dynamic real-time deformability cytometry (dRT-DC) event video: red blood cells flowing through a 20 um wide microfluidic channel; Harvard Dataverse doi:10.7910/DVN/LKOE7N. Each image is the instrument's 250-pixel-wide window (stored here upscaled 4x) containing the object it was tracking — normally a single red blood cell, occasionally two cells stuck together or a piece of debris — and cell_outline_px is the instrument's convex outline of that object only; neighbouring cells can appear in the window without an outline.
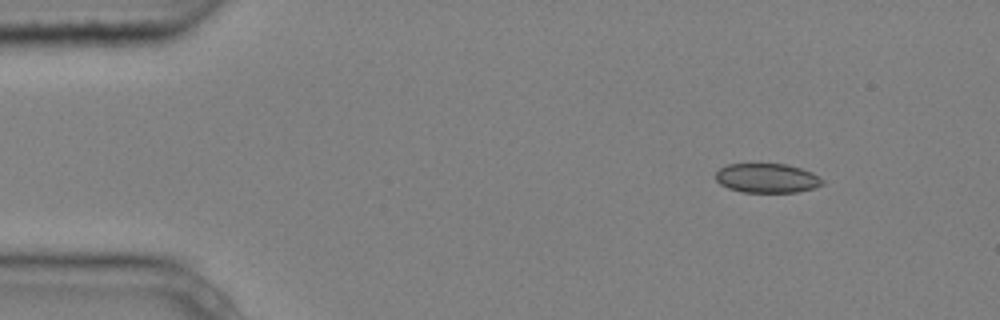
{"species": "common noctule bat (a hibernating species)", "species_latin": "Nyctalus noctula", "temperature_condition": "cold", "stored_images_in_passage": 9, "camera_frame_rate_fps": 3000, "um_per_image_px": 0.085, "animal": {"sex": "male", "body_mass_g": 20.4}, "frame": {"image": 1, "passage_image": 1, "time_ms": 0.0, "image_size_px": [1000, 320], "cell_outline_px": [[824, 184], [816, 188], [796, 192], [740, 192], [728, 188], [720, 184], [716, 180], [716, 172], [720, 168], [728, 164], [788, 164], [812, 172], [824, 180]], "centroid_in_image_um": [65.22, 15.15], "position_along_channel_um": 19.8, "area_um2": 18.38}}
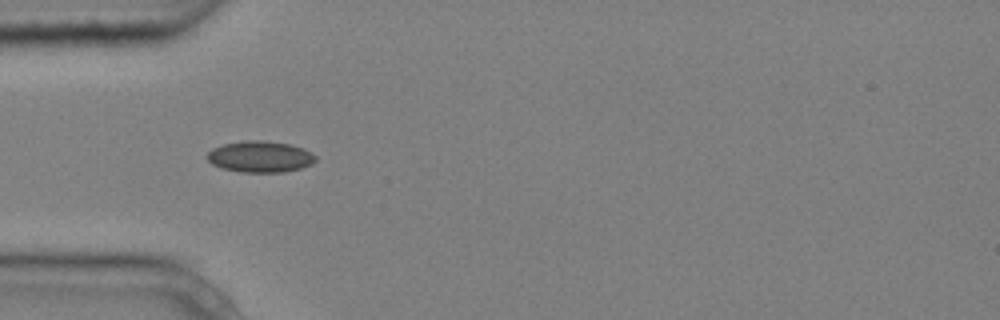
{"frame": {"image": 2, "passage_image": 4, "time_ms": 1.0, "image_size_px": [1000, 320], "cell_outline_px": [[316, 160], [312, 164], [300, 168], [284, 172], [240, 172], [220, 168], [212, 164], [208, 160], [208, 152], [212, 148], [224, 144], [244, 140], [264, 140], [292, 144], [304, 148], [312, 152], [316, 156]], "centroid_in_image_um": [22.13, 13.31], "position_along_channel_um": 62.9, "area_um2": 20.0}}
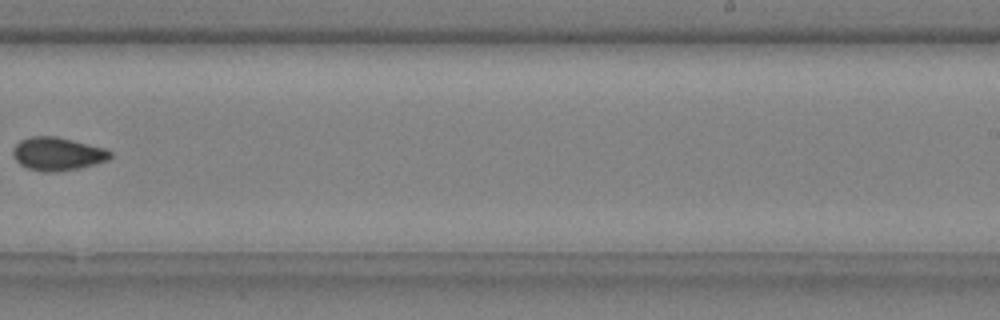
{"frame": {"image": 3, "passage_image": 9, "time_ms": 2.667, "image_size_px": [1000, 320], "cell_outline_px": [[112, 156], [108, 160], [76, 168], [56, 172], [44, 172], [28, 168], [20, 164], [12, 156], [12, 148], [20, 140], [32, 136], [56, 136], [104, 148], [112, 152]], "centroid_in_image_um": [4.85, 13.07], "position_along_channel_um": 284.2, "area_um2": 18.67}}